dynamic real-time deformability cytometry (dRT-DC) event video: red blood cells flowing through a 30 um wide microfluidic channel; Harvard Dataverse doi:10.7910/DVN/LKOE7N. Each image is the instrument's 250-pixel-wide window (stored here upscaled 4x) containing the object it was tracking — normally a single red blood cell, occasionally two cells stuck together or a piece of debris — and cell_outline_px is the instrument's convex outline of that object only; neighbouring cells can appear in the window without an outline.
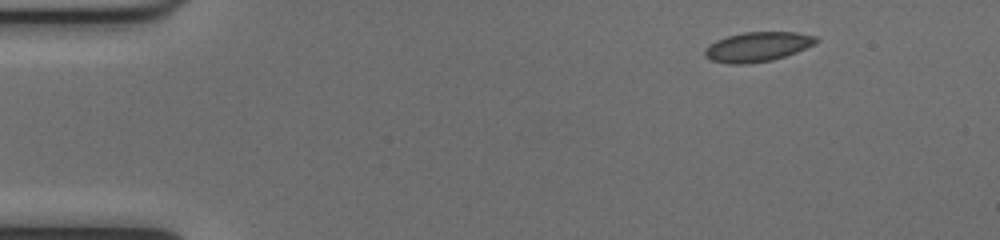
{"species": "common noctule bat (a hibernating species)", "species_latin": "Nyctalus noctula", "temperature_condition": "cold", "stored_images_in_passage": 46, "camera_frame_rate_fps": 3000, "um_per_image_px": 0.085, "animal": {"sex": "female", "body_mass_g": 17.0, "forearm_length_mm": 48.0}, "frame": {"image": 1, "passage_image": 1, "time_ms": 0.0, "image_size_px": [1000, 240], "cell_outline_px": [[820, 40], [816, 44], [796, 52], [772, 60], [748, 64], [728, 64], [712, 60], [704, 56], [704, 48], [708, 44], [716, 40], [728, 36], [744, 32], [796, 32], [816, 36]], "centroid_in_image_um": [64.38, 3.98], "position_along_channel_um": 20.6, "area_um2": 19.36}}
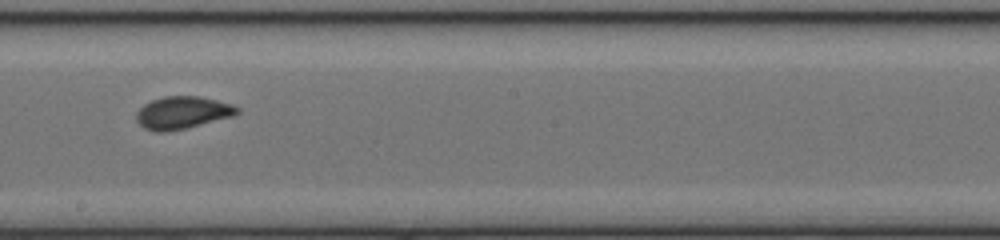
{"frame": {"image": 2, "passage_image": 24, "time_ms": 7.667, "image_size_px": [1000, 240], "cell_outline_px": [[240, 112], [232, 116], [188, 128], [164, 132], [156, 132], [144, 128], [136, 120], [136, 112], [144, 104], [152, 100], [164, 96], [200, 96], [232, 104], [240, 108]], "centroid_in_image_um": [15.5, 9.58], "position_along_channel_um": 232.7, "area_um2": 19.13}}
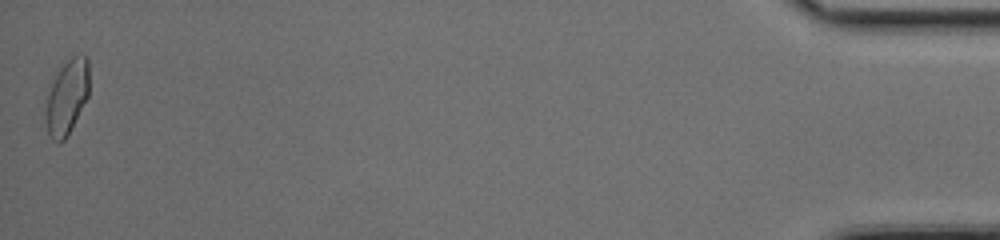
{"frame": {"image": 3, "passage_image": 46, "time_ms": 15.0, "image_size_px": [1000, 240], "cell_outline_px": [[88, 96], [64, 140], [60, 144], [56, 144], [52, 140], [48, 132], [44, 120], [48, 84], [60, 68], [72, 56], [84, 52], [88, 56]], "centroid_in_image_um": [5.65, 8.22], "position_along_channel_um": 429.6, "area_um2": 19.25}, "authors_computed_cell_mechanics": {"area_um2": 18.8139, "velocity_mm_per_s": 4.0096, "shape_relaxation_time_tau1_ms": 3.8505, "shape_relaxation_time_tau2_ms": null, "deformation_change_tau1": 0.1006, "deformation_change_tau2": null}}